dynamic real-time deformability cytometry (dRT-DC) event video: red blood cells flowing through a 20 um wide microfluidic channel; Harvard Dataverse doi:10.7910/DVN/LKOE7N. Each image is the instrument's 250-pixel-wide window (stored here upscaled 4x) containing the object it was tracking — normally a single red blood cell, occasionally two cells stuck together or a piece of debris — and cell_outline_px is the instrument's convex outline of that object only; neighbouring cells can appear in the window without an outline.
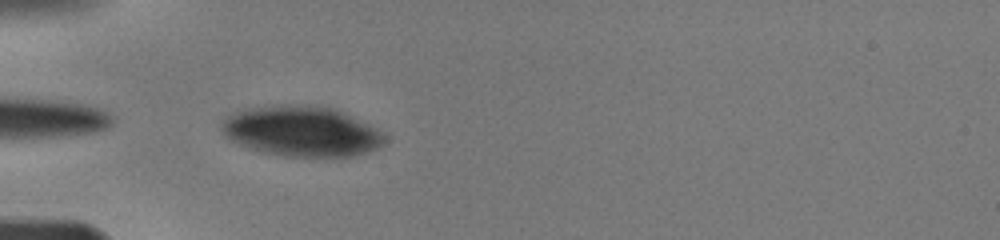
{"species": "human", "species_latin": "Homo sapiens", "temperature_condition": "warm", "stored_images_in_passage": 17, "camera_frame_rate_fps": 3000, "um_per_image_px": 0.085, "donor": {"sex": "male"}, "frame": {"image": 1, "passage_image": 2, "time_ms": 0.333, "image_size_px": [1000, 240], "cell_outline_px": [[384, 140], [376, 148], [368, 152], [352, 156], [284, 156], [260, 152], [240, 144], [224, 136], [220, 124], [228, 116], [236, 112], [248, 108], [276, 104], [316, 104], [336, 108], [368, 124], [380, 132], [384, 136]], "centroid_in_image_um": [25.6, 11.13], "position_along_channel_um": 59.4, "area_um2": 47.8}}
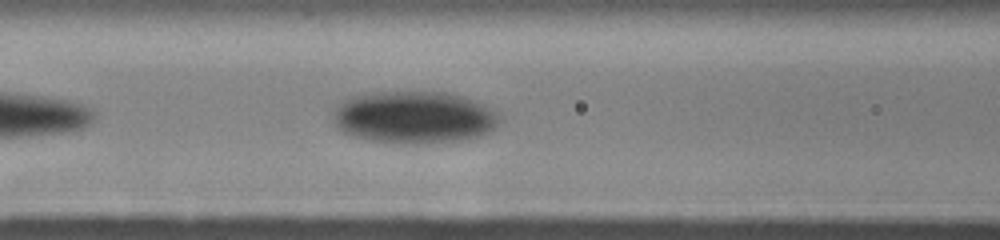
{"frame": {"image": 2, "passage_image": 10, "time_ms": 2.333, "image_size_px": [1000, 240], "cell_outline_px": [[500, 120], [488, 132], [472, 140], [428, 144], [412, 144], [368, 140], [352, 136], [336, 128], [332, 124], [332, 116], [336, 104], [352, 96], [372, 92], [452, 92], [476, 100], [492, 108], [496, 112]], "centroid_in_image_um": [35.18, 9.98], "position_along_channel_um": 131.4, "area_um2": 51.73}}
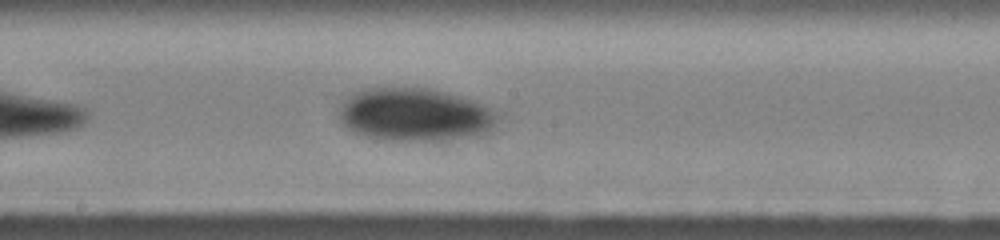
{"frame": {"image": 3, "passage_image": 17, "time_ms": 4.333, "image_size_px": [1000, 240], "cell_outline_px": [[492, 124], [488, 128], [472, 136], [420, 140], [380, 140], [364, 136], [348, 128], [340, 120], [336, 112], [348, 96], [352, 92], [364, 88], [380, 84], [388, 84], [432, 88], [448, 92], [476, 100], [488, 104], [492, 108]], "centroid_in_image_um": [35.1, 9.65], "position_along_channel_um": 213.1, "area_um2": 49.53}}